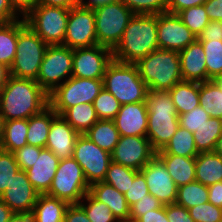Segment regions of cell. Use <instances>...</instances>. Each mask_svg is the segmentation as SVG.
<instances>
[{"label":"cell","mask_w":222,"mask_h":222,"mask_svg":"<svg viewBox=\"0 0 222 222\" xmlns=\"http://www.w3.org/2000/svg\"><path fill=\"white\" fill-rule=\"evenodd\" d=\"M98 119L113 120L121 108L118 100L106 89H102L93 102Z\"/></svg>","instance_id":"cell-41"},{"label":"cell","mask_w":222,"mask_h":222,"mask_svg":"<svg viewBox=\"0 0 222 222\" xmlns=\"http://www.w3.org/2000/svg\"><path fill=\"white\" fill-rule=\"evenodd\" d=\"M103 87L121 105L146 102L148 88L136 64L112 61L106 68Z\"/></svg>","instance_id":"cell-5"},{"label":"cell","mask_w":222,"mask_h":222,"mask_svg":"<svg viewBox=\"0 0 222 222\" xmlns=\"http://www.w3.org/2000/svg\"><path fill=\"white\" fill-rule=\"evenodd\" d=\"M68 203L47 194H39L32 210L34 222H64Z\"/></svg>","instance_id":"cell-26"},{"label":"cell","mask_w":222,"mask_h":222,"mask_svg":"<svg viewBox=\"0 0 222 222\" xmlns=\"http://www.w3.org/2000/svg\"><path fill=\"white\" fill-rule=\"evenodd\" d=\"M159 49L157 15L134 14L120 42L112 50L113 60L136 64L141 58Z\"/></svg>","instance_id":"cell-2"},{"label":"cell","mask_w":222,"mask_h":222,"mask_svg":"<svg viewBox=\"0 0 222 222\" xmlns=\"http://www.w3.org/2000/svg\"><path fill=\"white\" fill-rule=\"evenodd\" d=\"M199 102L211 118L222 119V90L213 80L199 83Z\"/></svg>","instance_id":"cell-33"},{"label":"cell","mask_w":222,"mask_h":222,"mask_svg":"<svg viewBox=\"0 0 222 222\" xmlns=\"http://www.w3.org/2000/svg\"><path fill=\"white\" fill-rule=\"evenodd\" d=\"M89 185L81 166L73 157L60 159L47 195L68 204H77L88 193Z\"/></svg>","instance_id":"cell-9"},{"label":"cell","mask_w":222,"mask_h":222,"mask_svg":"<svg viewBox=\"0 0 222 222\" xmlns=\"http://www.w3.org/2000/svg\"><path fill=\"white\" fill-rule=\"evenodd\" d=\"M203 5L210 21H222V0H207Z\"/></svg>","instance_id":"cell-55"},{"label":"cell","mask_w":222,"mask_h":222,"mask_svg":"<svg viewBox=\"0 0 222 222\" xmlns=\"http://www.w3.org/2000/svg\"><path fill=\"white\" fill-rule=\"evenodd\" d=\"M138 172L137 170L111 161L103 182L113 186L120 193L124 194Z\"/></svg>","instance_id":"cell-37"},{"label":"cell","mask_w":222,"mask_h":222,"mask_svg":"<svg viewBox=\"0 0 222 222\" xmlns=\"http://www.w3.org/2000/svg\"><path fill=\"white\" fill-rule=\"evenodd\" d=\"M47 47L24 18L17 19V48L10 75L36 80Z\"/></svg>","instance_id":"cell-6"},{"label":"cell","mask_w":222,"mask_h":222,"mask_svg":"<svg viewBox=\"0 0 222 222\" xmlns=\"http://www.w3.org/2000/svg\"><path fill=\"white\" fill-rule=\"evenodd\" d=\"M63 45L70 49L98 45L92 8L78 4L70 9Z\"/></svg>","instance_id":"cell-13"},{"label":"cell","mask_w":222,"mask_h":222,"mask_svg":"<svg viewBox=\"0 0 222 222\" xmlns=\"http://www.w3.org/2000/svg\"><path fill=\"white\" fill-rule=\"evenodd\" d=\"M38 196L39 193L28 180L26 171L19 170L0 199L13 213H32Z\"/></svg>","instance_id":"cell-18"},{"label":"cell","mask_w":222,"mask_h":222,"mask_svg":"<svg viewBox=\"0 0 222 222\" xmlns=\"http://www.w3.org/2000/svg\"><path fill=\"white\" fill-rule=\"evenodd\" d=\"M197 39L199 41L222 40V21H210Z\"/></svg>","instance_id":"cell-50"},{"label":"cell","mask_w":222,"mask_h":222,"mask_svg":"<svg viewBox=\"0 0 222 222\" xmlns=\"http://www.w3.org/2000/svg\"><path fill=\"white\" fill-rule=\"evenodd\" d=\"M179 57L182 80L199 83L208 81L205 52L198 39L179 51Z\"/></svg>","instance_id":"cell-22"},{"label":"cell","mask_w":222,"mask_h":222,"mask_svg":"<svg viewBox=\"0 0 222 222\" xmlns=\"http://www.w3.org/2000/svg\"><path fill=\"white\" fill-rule=\"evenodd\" d=\"M69 12L67 8L38 5L24 20L47 45H63Z\"/></svg>","instance_id":"cell-8"},{"label":"cell","mask_w":222,"mask_h":222,"mask_svg":"<svg viewBox=\"0 0 222 222\" xmlns=\"http://www.w3.org/2000/svg\"><path fill=\"white\" fill-rule=\"evenodd\" d=\"M188 212L195 222H222V208L210 202L191 207Z\"/></svg>","instance_id":"cell-44"},{"label":"cell","mask_w":222,"mask_h":222,"mask_svg":"<svg viewBox=\"0 0 222 222\" xmlns=\"http://www.w3.org/2000/svg\"><path fill=\"white\" fill-rule=\"evenodd\" d=\"M117 0H79V4L85 7L89 8H95L97 6L103 5V4H108L110 2H114Z\"/></svg>","instance_id":"cell-61"},{"label":"cell","mask_w":222,"mask_h":222,"mask_svg":"<svg viewBox=\"0 0 222 222\" xmlns=\"http://www.w3.org/2000/svg\"><path fill=\"white\" fill-rule=\"evenodd\" d=\"M3 119L0 117V149H1V144L3 141Z\"/></svg>","instance_id":"cell-64"},{"label":"cell","mask_w":222,"mask_h":222,"mask_svg":"<svg viewBox=\"0 0 222 222\" xmlns=\"http://www.w3.org/2000/svg\"><path fill=\"white\" fill-rule=\"evenodd\" d=\"M217 86L222 90V75L218 76L213 80Z\"/></svg>","instance_id":"cell-65"},{"label":"cell","mask_w":222,"mask_h":222,"mask_svg":"<svg viewBox=\"0 0 222 222\" xmlns=\"http://www.w3.org/2000/svg\"><path fill=\"white\" fill-rule=\"evenodd\" d=\"M98 45L114 49L134 13L121 0L93 8Z\"/></svg>","instance_id":"cell-7"},{"label":"cell","mask_w":222,"mask_h":222,"mask_svg":"<svg viewBox=\"0 0 222 222\" xmlns=\"http://www.w3.org/2000/svg\"><path fill=\"white\" fill-rule=\"evenodd\" d=\"M43 148L32 146V145H25L22 148L17 149L14 151L16 162L20 167V170H27L32 165H34V161L36 158H39L40 152Z\"/></svg>","instance_id":"cell-48"},{"label":"cell","mask_w":222,"mask_h":222,"mask_svg":"<svg viewBox=\"0 0 222 222\" xmlns=\"http://www.w3.org/2000/svg\"><path fill=\"white\" fill-rule=\"evenodd\" d=\"M211 118L201 106L194 108L192 111L179 115V126L194 133L206 121Z\"/></svg>","instance_id":"cell-45"},{"label":"cell","mask_w":222,"mask_h":222,"mask_svg":"<svg viewBox=\"0 0 222 222\" xmlns=\"http://www.w3.org/2000/svg\"><path fill=\"white\" fill-rule=\"evenodd\" d=\"M163 206V203H161L155 196L149 193L130 207L129 218L136 221L145 213H148L151 210L162 208Z\"/></svg>","instance_id":"cell-47"},{"label":"cell","mask_w":222,"mask_h":222,"mask_svg":"<svg viewBox=\"0 0 222 222\" xmlns=\"http://www.w3.org/2000/svg\"><path fill=\"white\" fill-rule=\"evenodd\" d=\"M91 222H117L111 209L103 202L96 200L89 192L78 203Z\"/></svg>","instance_id":"cell-39"},{"label":"cell","mask_w":222,"mask_h":222,"mask_svg":"<svg viewBox=\"0 0 222 222\" xmlns=\"http://www.w3.org/2000/svg\"><path fill=\"white\" fill-rule=\"evenodd\" d=\"M27 119H14L3 123V141L1 149L14 152L27 145Z\"/></svg>","instance_id":"cell-31"},{"label":"cell","mask_w":222,"mask_h":222,"mask_svg":"<svg viewBox=\"0 0 222 222\" xmlns=\"http://www.w3.org/2000/svg\"><path fill=\"white\" fill-rule=\"evenodd\" d=\"M20 170L13 152L0 149V196L12 182L13 176Z\"/></svg>","instance_id":"cell-42"},{"label":"cell","mask_w":222,"mask_h":222,"mask_svg":"<svg viewBox=\"0 0 222 222\" xmlns=\"http://www.w3.org/2000/svg\"><path fill=\"white\" fill-rule=\"evenodd\" d=\"M79 135L64 118L57 115L50 125L45 148L52 151L59 159L70 158L73 156Z\"/></svg>","instance_id":"cell-20"},{"label":"cell","mask_w":222,"mask_h":222,"mask_svg":"<svg viewBox=\"0 0 222 222\" xmlns=\"http://www.w3.org/2000/svg\"><path fill=\"white\" fill-rule=\"evenodd\" d=\"M73 49L64 45H48L35 80L51 94L72 76Z\"/></svg>","instance_id":"cell-11"},{"label":"cell","mask_w":222,"mask_h":222,"mask_svg":"<svg viewBox=\"0 0 222 222\" xmlns=\"http://www.w3.org/2000/svg\"><path fill=\"white\" fill-rule=\"evenodd\" d=\"M149 194L148 186L146 184V180L144 175L139 171L134 179L132 184H130L124 196L126 198L127 204L131 207L138 200L144 198L145 195Z\"/></svg>","instance_id":"cell-46"},{"label":"cell","mask_w":222,"mask_h":222,"mask_svg":"<svg viewBox=\"0 0 222 222\" xmlns=\"http://www.w3.org/2000/svg\"><path fill=\"white\" fill-rule=\"evenodd\" d=\"M165 211L169 222H195L188 209L176 203L165 205Z\"/></svg>","instance_id":"cell-49"},{"label":"cell","mask_w":222,"mask_h":222,"mask_svg":"<svg viewBox=\"0 0 222 222\" xmlns=\"http://www.w3.org/2000/svg\"><path fill=\"white\" fill-rule=\"evenodd\" d=\"M112 61V49L105 46L73 49L72 76L103 80L106 68Z\"/></svg>","instance_id":"cell-14"},{"label":"cell","mask_w":222,"mask_h":222,"mask_svg":"<svg viewBox=\"0 0 222 222\" xmlns=\"http://www.w3.org/2000/svg\"><path fill=\"white\" fill-rule=\"evenodd\" d=\"M12 214L11 209L0 199V222H8Z\"/></svg>","instance_id":"cell-60"},{"label":"cell","mask_w":222,"mask_h":222,"mask_svg":"<svg viewBox=\"0 0 222 222\" xmlns=\"http://www.w3.org/2000/svg\"><path fill=\"white\" fill-rule=\"evenodd\" d=\"M206 1L207 0H167V12L178 14L186 8L203 5Z\"/></svg>","instance_id":"cell-52"},{"label":"cell","mask_w":222,"mask_h":222,"mask_svg":"<svg viewBox=\"0 0 222 222\" xmlns=\"http://www.w3.org/2000/svg\"><path fill=\"white\" fill-rule=\"evenodd\" d=\"M79 134H85L99 119L92 103L67 108L61 115Z\"/></svg>","instance_id":"cell-30"},{"label":"cell","mask_w":222,"mask_h":222,"mask_svg":"<svg viewBox=\"0 0 222 222\" xmlns=\"http://www.w3.org/2000/svg\"><path fill=\"white\" fill-rule=\"evenodd\" d=\"M196 181L205 186L222 182V157L211 152H201L195 157Z\"/></svg>","instance_id":"cell-25"},{"label":"cell","mask_w":222,"mask_h":222,"mask_svg":"<svg viewBox=\"0 0 222 222\" xmlns=\"http://www.w3.org/2000/svg\"><path fill=\"white\" fill-rule=\"evenodd\" d=\"M205 52L208 81L222 75V40L200 41Z\"/></svg>","instance_id":"cell-38"},{"label":"cell","mask_w":222,"mask_h":222,"mask_svg":"<svg viewBox=\"0 0 222 222\" xmlns=\"http://www.w3.org/2000/svg\"><path fill=\"white\" fill-rule=\"evenodd\" d=\"M214 152L219 154L222 157V135H221V137L216 142V146L214 148Z\"/></svg>","instance_id":"cell-63"},{"label":"cell","mask_w":222,"mask_h":222,"mask_svg":"<svg viewBox=\"0 0 222 222\" xmlns=\"http://www.w3.org/2000/svg\"><path fill=\"white\" fill-rule=\"evenodd\" d=\"M208 202V187L198 181L178 187L176 204L189 209Z\"/></svg>","instance_id":"cell-36"},{"label":"cell","mask_w":222,"mask_h":222,"mask_svg":"<svg viewBox=\"0 0 222 222\" xmlns=\"http://www.w3.org/2000/svg\"><path fill=\"white\" fill-rule=\"evenodd\" d=\"M11 7L24 18L30 11L38 6L39 0H9Z\"/></svg>","instance_id":"cell-54"},{"label":"cell","mask_w":222,"mask_h":222,"mask_svg":"<svg viewBox=\"0 0 222 222\" xmlns=\"http://www.w3.org/2000/svg\"><path fill=\"white\" fill-rule=\"evenodd\" d=\"M148 127L146 137L152 148L162 150L179 127V116L168 91L148 90Z\"/></svg>","instance_id":"cell-3"},{"label":"cell","mask_w":222,"mask_h":222,"mask_svg":"<svg viewBox=\"0 0 222 222\" xmlns=\"http://www.w3.org/2000/svg\"><path fill=\"white\" fill-rule=\"evenodd\" d=\"M156 154L196 157L199 152L195 145L193 133L179 126L168 144L162 150L157 151Z\"/></svg>","instance_id":"cell-32"},{"label":"cell","mask_w":222,"mask_h":222,"mask_svg":"<svg viewBox=\"0 0 222 222\" xmlns=\"http://www.w3.org/2000/svg\"><path fill=\"white\" fill-rule=\"evenodd\" d=\"M197 39L177 14H157L159 49L181 51Z\"/></svg>","instance_id":"cell-16"},{"label":"cell","mask_w":222,"mask_h":222,"mask_svg":"<svg viewBox=\"0 0 222 222\" xmlns=\"http://www.w3.org/2000/svg\"><path fill=\"white\" fill-rule=\"evenodd\" d=\"M96 200L105 203L117 220L129 219L130 207L124 194L105 182H97L89 186L88 191Z\"/></svg>","instance_id":"cell-23"},{"label":"cell","mask_w":222,"mask_h":222,"mask_svg":"<svg viewBox=\"0 0 222 222\" xmlns=\"http://www.w3.org/2000/svg\"><path fill=\"white\" fill-rule=\"evenodd\" d=\"M64 222H91L84 209L77 204H69L64 216Z\"/></svg>","instance_id":"cell-51"},{"label":"cell","mask_w":222,"mask_h":222,"mask_svg":"<svg viewBox=\"0 0 222 222\" xmlns=\"http://www.w3.org/2000/svg\"><path fill=\"white\" fill-rule=\"evenodd\" d=\"M208 202L222 208V182L208 186Z\"/></svg>","instance_id":"cell-57"},{"label":"cell","mask_w":222,"mask_h":222,"mask_svg":"<svg viewBox=\"0 0 222 222\" xmlns=\"http://www.w3.org/2000/svg\"><path fill=\"white\" fill-rule=\"evenodd\" d=\"M134 14L157 15L167 12V0H121Z\"/></svg>","instance_id":"cell-43"},{"label":"cell","mask_w":222,"mask_h":222,"mask_svg":"<svg viewBox=\"0 0 222 222\" xmlns=\"http://www.w3.org/2000/svg\"><path fill=\"white\" fill-rule=\"evenodd\" d=\"M120 136L146 137L148 108L146 102L121 105L113 119Z\"/></svg>","instance_id":"cell-19"},{"label":"cell","mask_w":222,"mask_h":222,"mask_svg":"<svg viewBox=\"0 0 222 222\" xmlns=\"http://www.w3.org/2000/svg\"><path fill=\"white\" fill-rule=\"evenodd\" d=\"M103 88V80L71 76L49 94V106L57 115H61L72 106L81 103L93 104Z\"/></svg>","instance_id":"cell-10"},{"label":"cell","mask_w":222,"mask_h":222,"mask_svg":"<svg viewBox=\"0 0 222 222\" xmlns=\"http://www.w3.org/2000/svg\"><path fill=\"white\" fill-rule=\"evenodd\" d=\"M136 65L148 90L169 91L182 81L178 51L156 49Z\"/></svg>","instance_id":"cell-4"},{"label":"cell","mask_w":222,"mask_h":222,"mask_svg":"<svg viewBox=\"0 0 222 222\" xmlns=\"http://www.w3.org/2000/svg\"><path fill=\"white\" fill-rule=\"evenodd\" d=\"M17 48V20L0 24V63L10 68Z\"/></svg>","instance_id":"cell-35"},{"label":"cell","mask_w":222,"mask_h":222,"mask_svg":"<svg viewBox=\"0 0 222 222\" xmlns=\"http://www.w3.org/2000/svg\"><path fill=\"white\" fill-rule=\"evenodd\" d=\"M177 15L197 37L210 22L204 5L186 8L180 11Z\"/></svg>","instance_id":"cell-40"},{"label":"cell","mask_w":222,"mask_h":222,"mask_svg":"<svg viewBox=\"0 0 222 222\" xmlns=\"http://www.w3.org/2000/svg\"><path fill=\"white\" fill-rule=\"evenodd\" d=\"M136 222H169L166 216L165 205L162 208L145 213Z\"/></svg>","instance_id":"cell-56"},{"label":"cell","mask_w":222,"mask_h":222,"mask_svg":"<svg viewBox=\"0 0 222 222\" xmlns=\"http://www.w3.org/2000/svg\"><path fill=\"white\" fill-rule=\"evenodd\" d=\"M72 157L81 166L89 186L104 180L111 162V154L98 147L84 134L77 138Z\"/></svg>","instance_id":"cell-12"},{"label":"cell","mask_w":222,"mask_h":222,"mask_svg":"<svg viewBox=\"0 0 222 222\" xmlns=\"http://www.w3.org/2000/svg\"><path fill=\"white\" fill-rule=\"evenodd\" d=\"M149 193L163 205L173 204L177 199L178 187L168 173L164 163L155 155L141 170Z\"/></svg>","instance_id":"cell-17"},{"label":"cell","mask_w":222,"mask_h":222,"mask_svg":"<svg viewBox=\"0 0 222 222\" xmlns=\"http://www.w3.org/2000/svg\"><path fill=\"white\" fill-rule=\"evenodd\" d=\"M8 222H34L32 213H13Z\"/></svg>","instance_id":"cell-59"},{"label":"cell","mask_w":222,"mask_h":222,"mask_svg":"<svg viewBox=\"0 0 222 222\" xmlns=\"http://www.w3.org/2000/svg\"><path fill=\"white\" fill-rule=\"evenodd\" d=\"M84 135L98 147L110 154L114 150V147L118 143L120 137L114 120L102 119H99Z\"/></svg>","instance_id":"cell-29"},{"label":"cell","mask_w":222,"mask_h":222,"mask_svg":"<svg viewBox=\"0 0 222 222\" xmlns=\"http://www.w3.org/2000/svg\"><path fill=\"white\" fill-rule=\"evenodd\" d=\"M22 18L10 5L9 0H0V23L5 24Z\"/></svg>","instance_id":"cell-53"},{"label":"cell","mask_w":222,"mask_h":222,"mask_svg":"<svg viewBox=\"0 0 222 222\" xmlns=\"http://www.w3.org/2000/svg\"><path fill=\"white\" fill-rule=\"evenodd\" d=\"M117 222H136V221L129 218V219L118 220Z\"/></svg>","instance_id":"cell-66"},{"label":"cell","mask_w":222,"mask_h":222,"mask_svg":"<svg viewBox=\"0 0 222 222\" xmlns=\"http://www.w3.org/2000/svg\"><path fill=\"white\" fill-rule=\"evenodd\" d=\"M10 76V68L0 63V90L6 84Z\"/></svg>","instance_id":"cell-62"},{"label":"cell","mask_w":222,"mask_h":222,"mask_svg":"<svg viewBox=\"0 0 222 222\" xmlns=\"http://www.w3.org/2000/svg\"><path fill=\"white\" fill-rule=\"evenodd\" d=\"M222 135V119L209 118L206 123L193 133L197 151H214L217 140Z\"/></svg>","instance_id":"cell-34"},{"label":"cell","mask_w":222,"mask_h":222,"mask_svg":"<svg viewBox=\"0 0 222 222\" xmlns=\"http://www.w3.org/2000/svg\"><path fill=\"white\" fill-rule=\"evenodd\" d=\"M79 4V0H39L38 5L55 6L71 9Z\"/></svg>","instance_id":"cell-58"},{"label":"cell","mask_w":222,"mask_h":222,"mask_svg":"<svg viewBox=\"0 0 222 222\" xmlns=\"http://www.w3.org/2000/svg\"><path fill=\"white\" fill-rule=\"evenodd\" d=\"M155 155L147 137L120 136L111 153V161L140 171Z\"/></svg>","instance_id":"cell-15"},{"label":"cell","mask_w":222,"mask_h":222,"mask_svg":"<svg viewBox=\"0 0 222 222\" xmlns=\"http://www.w3.org/2000/svg\"><path fill=\"white\" fill-rule=\"evenodd\" d=\"M156 156L164 163L177 187L196 181L195 157L173 154H156Z\"/></svg>","instance_id":"cell-24"},{"label":"cell","mask_w":222,"mask_h":222,"mask_svg":"<svg viewBox=\"0 0 222 222\" xmlns=\"http://www.w3.org/2000/svg\"><path fill=\"white\" fill-rule=\"evenodd\" d=\"M168 92L172 98L178 116L200 106L199 82L182 80Z\"/></svg>","instance_id":"cell-27"},{"label":"cell","mask_w":222,"mask_h":222,"mask_svg":"<svg viewBox=\"0 0 222 222\" xmlns=\"http://www.w3.org/2000/svg\"><path fill=\"white\" fill-rule=\"evenodd\" d=\"M60 159L49 149L43 148L34 165L25 170L28 180L39 194H47L54 179Z\"/></svg>","instance_id":"cell-21"},{"label":"cell","mask_w":222,"mask_h":222,"mask_svg":"<svg viewBox=\"0 0 222 222\" xmlns=\"http://www.w3.org/2000/svg\"><path fill=\"white\" fill-rule=\"evenodd\" d=\"M57 116L55 111L48 106L39 114L31 116L28 122L27 144L45 148L50 125Z\"/></svg>","instance_id":"cell-28"},{"label":"cell","mask_w":222,"mask_h":222,"mask_svg":"<svg viewBox=\"0 0 222 222\" xmlns=\"http://www.w3.org/2000/svg\"><path fill=\"white\" fill-rule=\"evenodd\" d=\"M49 106V95L34 80L9 76L0 90V117L3 121L29 119Z\"/></svg>","instance_id":"cell-1"}]
</instances>
